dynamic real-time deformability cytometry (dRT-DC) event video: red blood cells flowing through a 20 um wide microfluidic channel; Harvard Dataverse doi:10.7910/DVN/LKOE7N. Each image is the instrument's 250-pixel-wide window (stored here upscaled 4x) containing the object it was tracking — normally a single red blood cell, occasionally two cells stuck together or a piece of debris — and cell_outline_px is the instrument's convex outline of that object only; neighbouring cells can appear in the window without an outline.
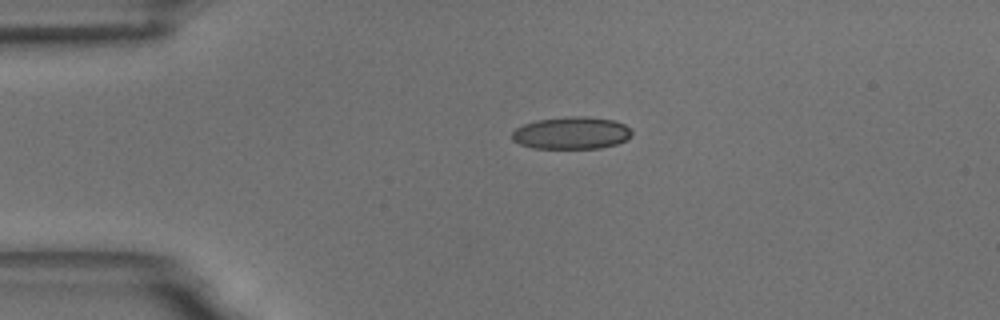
{"species": "common noctule bat (a hibernating species)", "species_latin": "Nyctalus noctula", "temperature_condition": "room temperature", "stored_images_in_passage": 44, "camera_frame_rate_fps": 3000, "um_per_image_px": 0.085, "animal": {"sex": "male", "body_mass_g": 18.8}, "frame": {"image": 1, "passage_image": 1, "time_ms": 0.0, "image_size_px": [1000, 320], "cell_outline_px": [[632, 136], [628, 140], [616, 144], [600, 148], [532, 148], [520, 144], [512, 140], [512, 132], [516, 128], [524, 124], [536, 120], [568, 116], [584, 116], [616, 120], [624, 124], [632, 132]], "centroid_in_image_um": [48.59, 11.3], "position_along_channel_um": 36.4, "area_um2": 22.72}}
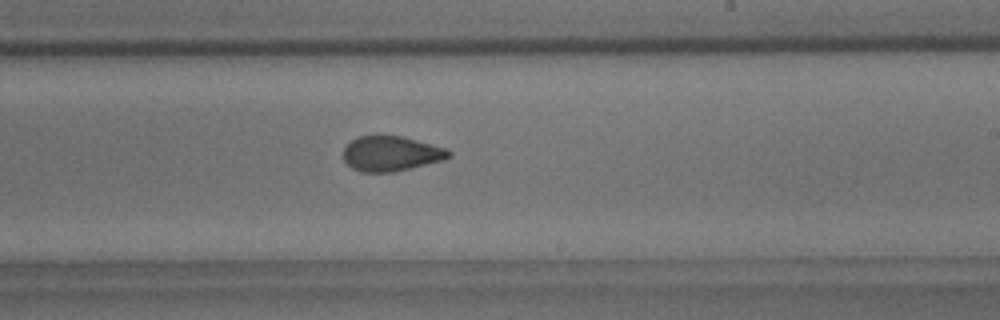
{"frame": {"image": 2, "passage_image": 22, "time_ms": 7.0, "image_size_px": [1000, 320], "cell_outline_px": [[452, 156], [444, 160], [392, 172], [360, 172], [352, 168], [344, 160], [344, 148], [352, 140], [360, 136], [376, 132], [400, 136], [416, 140], [444, 148], [452, 152]], "centroid_in_image_um": [33.21, 13.02], "position_along_channel_um": 255.8, "area_um2": 21.79}}
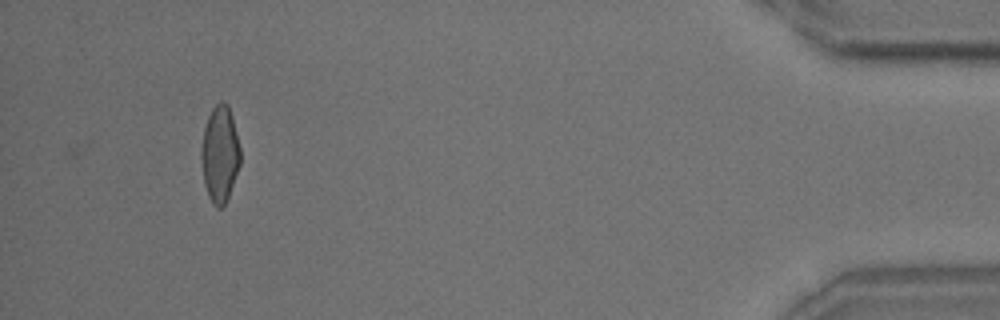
{"frame": {"image": 3, "passage_image": 41, "time_ms": 13.333, "image_size_px": [1000, 320], "cell_outline_px": [[240, 164], [228, 196], [224, 204], [220, 208], [216, 208], [212, 204], [208, 196], [204, 184], [200, 160], [200, 152], [204, 128], [208, 116], [212, 108], [220, 100], [224, 100], [228, 104], [232, 116], [240, 148]], "centroid_in_image_um": [18.67, 13.08], "position_along_channel_um": 416.5, "area_um2": 22.08}, "authors_computed_cell_mechanics": {"area_um2": 22.1085, "velocity_mm_per_s": 3.6206, "shape_relaxation_time_tau1_ms": 7.2966, "shape_relaxation_time_tau2_ms": 1.5973, "deformation_change_tau1": 0.1865, "deformation_change_tau2": 0.0783}}